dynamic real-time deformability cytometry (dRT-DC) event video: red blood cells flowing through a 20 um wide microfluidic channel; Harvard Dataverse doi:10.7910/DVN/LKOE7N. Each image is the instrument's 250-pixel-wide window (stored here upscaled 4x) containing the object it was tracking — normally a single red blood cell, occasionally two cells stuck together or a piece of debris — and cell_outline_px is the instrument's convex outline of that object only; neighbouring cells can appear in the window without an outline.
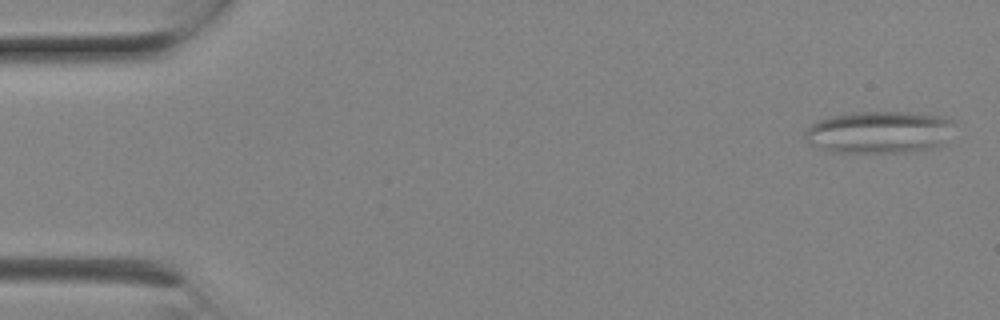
{"species": "Egyptian fruit bat (a non-hibernating species)", "species_latin": "Rousettus aegyptiacus", "temperature_condition": "room temperature", "stored_images_in_passage": 7, "camera_frame_rate_fps": 3000, "um_per_image_px": 0.085, "animal": {"sex": "female"}, "frame": {"image": 1, "passage_image": 1, "time_ms": 0.0, "image_size_px": [1000, 320], "cell_outline_px": [[956, 124], [940, 144], [936, 148], [912, 152], [824, 152], [808, 144], [804, 136], [804, 132], [812, 124], [828, 116], [852, 112], [908, 112], [940, 116], [952, 120]], "centroid_in_image_um": [74.67, 11.24], "position_along_channel_um": 10.3, "area_um2": 37.05}}